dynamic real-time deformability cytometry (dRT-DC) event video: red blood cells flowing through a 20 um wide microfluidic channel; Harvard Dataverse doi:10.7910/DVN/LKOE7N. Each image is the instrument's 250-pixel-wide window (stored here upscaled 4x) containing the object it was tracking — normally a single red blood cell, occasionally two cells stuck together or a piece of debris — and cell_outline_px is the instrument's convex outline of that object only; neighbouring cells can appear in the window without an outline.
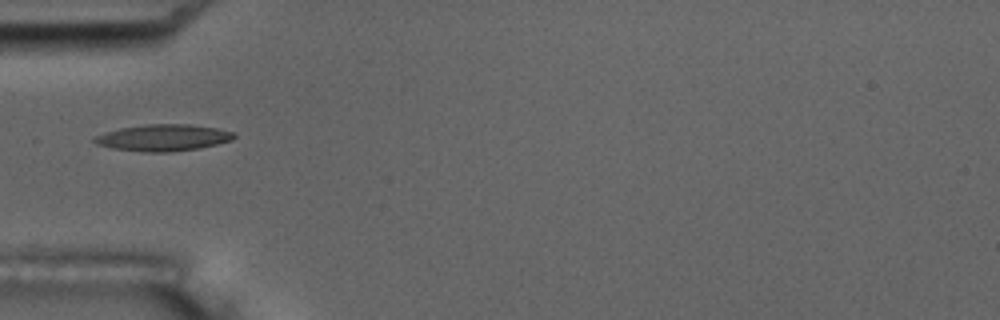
{"species": "common noctule bat (a hibernating species)", "species_latin": "Nyctalus noctula", "temperature_condition": "room temperature", "stored_images_in_passage": 7, "camera_frame_rate_fps": 3000, "um_per_image_px": 0.085, "animal": {"sex": "male", "body_mass_g": 17.5, "forearm_length_mm": 52.3}, "frame": {"image": 1, "passage_image": 5, "time_ms": 4.667, "image_size_px": [1000, 320], "cell_outline_px": [[236, 136], [232, 140], [200, 148], [168, 152], [144, 152], [112, 148], [96, 144], [92, 140], [92, 136], [104, 132], [120, 128], [144, 124], [188, 124], [216, 128], [236, 132]], "centroid_in_image_um": [13.84, 11.7], "position_along_channel_um": 71.2, "area_um2": 21.79}}